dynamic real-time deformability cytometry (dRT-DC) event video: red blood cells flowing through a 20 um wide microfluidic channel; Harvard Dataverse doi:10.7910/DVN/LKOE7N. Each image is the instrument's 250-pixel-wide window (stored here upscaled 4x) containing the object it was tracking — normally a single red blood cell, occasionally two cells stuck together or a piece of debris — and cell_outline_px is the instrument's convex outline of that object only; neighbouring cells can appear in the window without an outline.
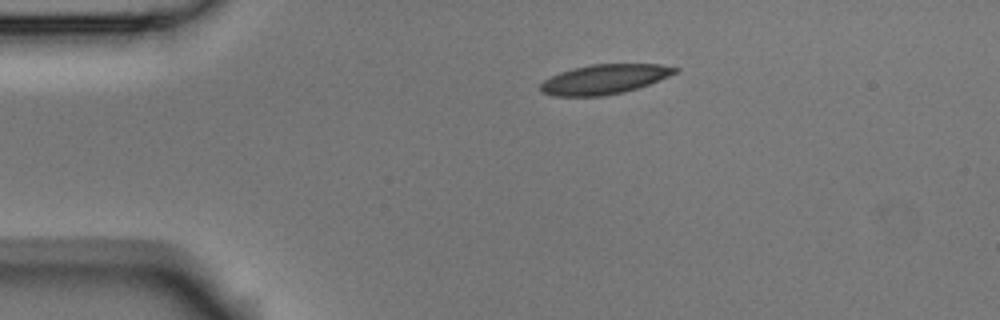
{"species": "Egyptian fruit bat (a non-hibernating species)", "species_latin": "Rousettus aegyptiacus", "temperature_condition": "room temperature", "stored_images_in_passage": 2, "camera_frame_rate_fps": 3000, "um_per_image_px": 0.085, "animal": {"sex": "male"}, "frame": {"image": 1, "passage_image": 1, "time_ms": 0.0, "image_size_px": [1000, 320], "cell_outline_px": [[680, 68], [676, 72], [668, 76], [648, 84], [624, 92], [604, 96], [552, 96], [540, 92], [540, 84], [544, 80], [560, 72], [572, 68], [592, 64], [660, 64]], "centroid_in_image_um": [51.33, 6.74], "position_along_channel_um": 33.7, "area_um2": 23.18}}